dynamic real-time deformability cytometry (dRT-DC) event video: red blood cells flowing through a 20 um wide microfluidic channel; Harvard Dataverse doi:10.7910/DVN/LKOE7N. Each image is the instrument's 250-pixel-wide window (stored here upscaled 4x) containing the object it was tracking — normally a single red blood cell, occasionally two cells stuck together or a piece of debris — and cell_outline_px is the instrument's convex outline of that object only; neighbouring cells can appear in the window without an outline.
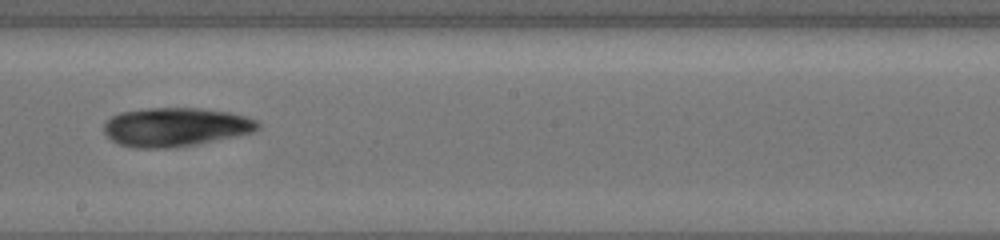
{"species": "common noctule bat (a hibernating species)", "species_latin": "Nyctalus noctula", "temperature_condition": "cold", "stored_images_in_passage": 19, "camera_frame_rate_fps": 3000, "um_per_image_px": 0.085, "animal": {"sex": "female", "body_mass_g": 19.5, "forearm_length_mm": 54.1}, "frame": {"image": 1, "passage_image": 12, "time_ms": 11.0, "image_size_px": [1000, 240], "cell_outline_px": [[260, 128], [252, 132], [236, 136], [196, 144], [168, 148], [136, 148], [120, 144], [112, 140], [104, 132], [104, 124], [112, 116], [120, 112], [148, 108], [200, 108], [228, 112], [244, 116], [256, 120], [260, 124]], "centroid_in_image_um": [14.92, 10.79], "position_along_channel_um": 233.3, "area_um2": 34.62}}
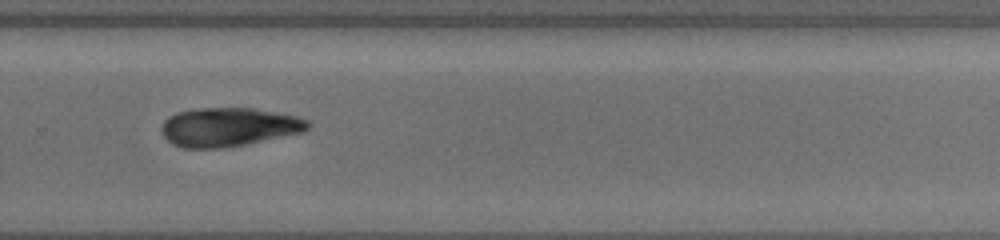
{"frame": {"image": 2, "passage_image": 14, "time_ms": 13.0, "image_size_px": [1000, 240], "cell_outline_px": [[312, 124], [304, 132], [244, 144], [220, 148], [184, 148], [172, 144], [164, 136], [160, 128], [164, 120], [168, 116], [176, 112], [204, 108], [252, 108], [292, 116], [308, 120]], "centroid_in_image_um": [19.4, 10.8], "position_along_channel_um": 310.4, "area_um2": 32.77}}
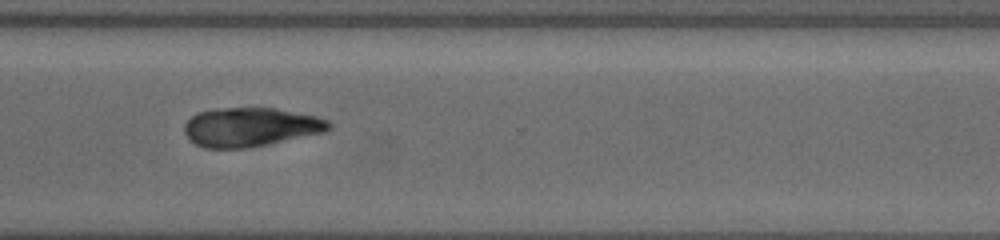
{"frame": {"image": 3, "passage_image": 15, "time_ms": 14.0, "image_size_px": [1000, 240], "cell_outline_px": [[332, 128], [324, 132], [248, 148], [204, 148], [188, 140], [184, 132], [184, 124], [192, 116], [200, 112], [216, 108], [276, 108], [316, 116], [328, 120], [332, 124]], "centroid_in_image_um": [21.28, 10.8], "position_along_channel_um": 349.3, "area_um2": 32.83}}